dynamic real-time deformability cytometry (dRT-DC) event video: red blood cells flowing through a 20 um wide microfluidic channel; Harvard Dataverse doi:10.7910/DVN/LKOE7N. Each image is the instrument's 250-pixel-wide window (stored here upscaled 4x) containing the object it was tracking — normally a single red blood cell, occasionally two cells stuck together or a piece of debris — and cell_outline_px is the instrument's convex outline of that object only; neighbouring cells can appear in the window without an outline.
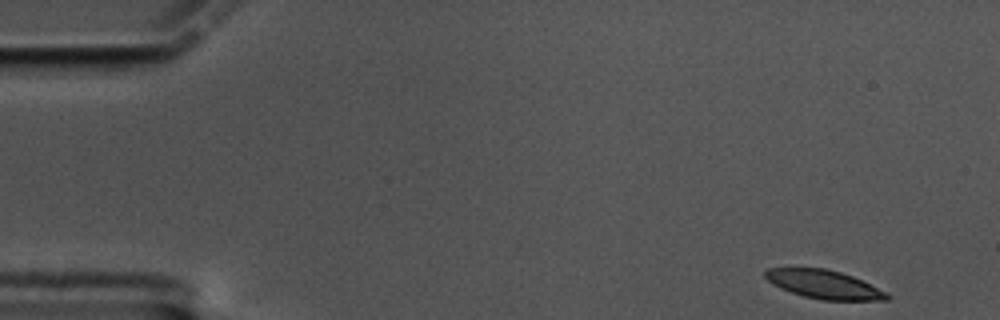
{"species": "common noctule bat (a hibernating species)", "species_latin": "Nyctalus noctula", "temperature_condition": "cold", "stored_images_in_passage": 57, "segment_of_instrument_passage": [1, 2], "camera_frame_rate_fps": 3000, "um_per_image_px": 0.085, "animal": {"sex": "male", "body_mass_g": 17.5, "forearm_length_mm": 52.3}, "frame": {"image": 1, "passage_image": 1, "time_ms": 0.0, "image_size_px": [1000, 320], "cell_outline_px": [[888, 300], [820, 300], [804, 296], [780, 288], [772, 284], [764, 276], [764, 272], [768, 268], [824, 268], [840, 272], [852, 276], [884, 292], [888, 296]], "centroid_in_image_um": [69.96, 24.17], "position_along_channel_um": 15.0, "area_um2": 19.83}}
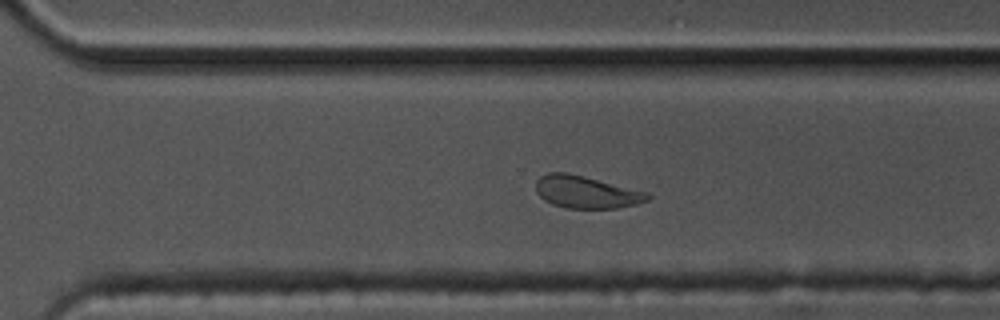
{"frame": {"image": 2, "passage_image": 38, "time_ms": 12.333, "image_size_px": [1000, 320], "cell_outline_px": [[652, 196], [648, 200], [636, 204], [616, 208], [564, 208], [552, 204], [544, 200], [536, 192], [536, 180], [540, 176], [548, 172], [568, 172], [648, 192]], "centroid_in_image_um": [49.81, 16.32], "position_along_channel_um": 320.8, "area_um2": 21.15}}
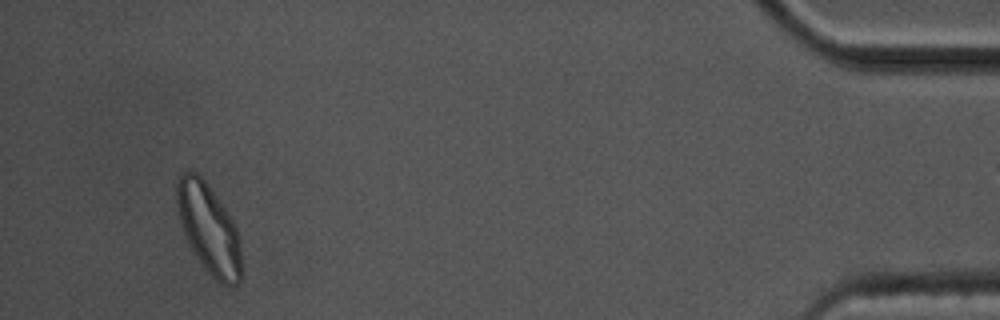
{"frame": {"image": 3, "passage_image": 53, "time_ms": 17.333, "image_size_px": [1000, 320], "cell_outline_px": [[240, 280], [236, 284], [220, 284], [212, 276], [196, 256], [184, 232], [180, 220], [176, 200], [176, 176], [180, 172], [188, 168], [196, 172], [204, 180], [228, 212], [236, 228], [240, 252]], "centroid_in_image_um": [17.7, 19.35], "position_along_channel_um": 417.5, "area_um2": 33.18}}